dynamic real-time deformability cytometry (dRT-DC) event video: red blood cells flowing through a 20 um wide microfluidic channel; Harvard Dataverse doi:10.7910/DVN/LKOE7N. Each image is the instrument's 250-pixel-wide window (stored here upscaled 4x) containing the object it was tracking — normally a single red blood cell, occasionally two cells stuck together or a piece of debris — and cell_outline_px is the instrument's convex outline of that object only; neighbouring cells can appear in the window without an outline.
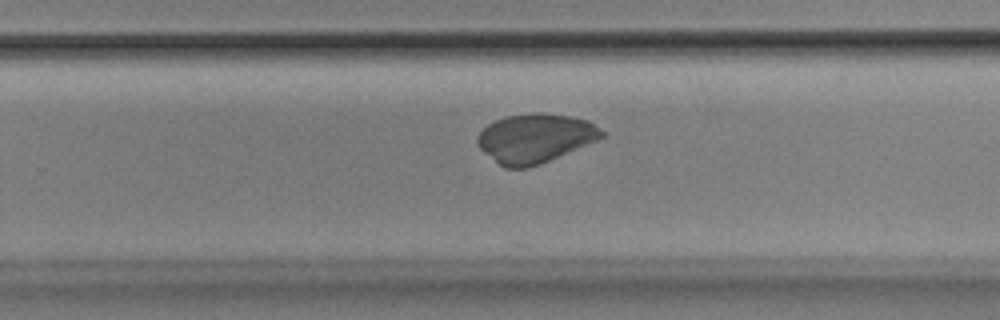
{"species": "Egyptian fruit bat (a non-hibernating species)", "species_latin": "Rousettus aegyptiacus", "temperature_condition": "room temperature", "stored_images_in_passage": 33, "camera_frame_rate_fps": 3000, "um_per_image_px": 0.085, "animal": {"sex": "male"}, "frame": {"image": 1, "passage_image": 21, "time_ms": 6.667, "image_size_px": [1000, 320], "cell_outline_px": [[604, 136], [596, 140], [540, 164], [528, 168], [504, 168], [484, 152], [480, 148], [476, 140], [476, 136], [488, 124], [496, 120], [508, 116], [532, 112], [540, 112], [568, 116], [588, 120], [604, 132]], "centroid_in_image_um": [45.45, 11.75], "position_along_channel_um": 284.3, "area_um2": 35.14}}
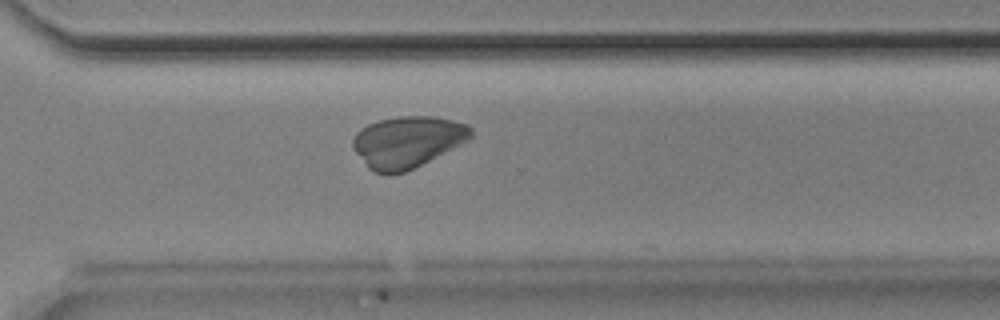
{"frame": {"image": 2, "passage_image": 25, "time_ms": 8.0, "image_size_px": [1000, 320], "cell_outline_px": [[472, 136], [468, 140], [404, 172], [376, 172], [368, 168], [352, 148], [352, 140], [356, 132], [360, 128], [368, 124], [380, 120], [396, 116], [432, 116], [452, 120], [468, 124], [472, 128]], "centroid_in_image_um": [34.6, 12.02], "position_along_channel_um": 336.0, "area_um2": 34.85}}